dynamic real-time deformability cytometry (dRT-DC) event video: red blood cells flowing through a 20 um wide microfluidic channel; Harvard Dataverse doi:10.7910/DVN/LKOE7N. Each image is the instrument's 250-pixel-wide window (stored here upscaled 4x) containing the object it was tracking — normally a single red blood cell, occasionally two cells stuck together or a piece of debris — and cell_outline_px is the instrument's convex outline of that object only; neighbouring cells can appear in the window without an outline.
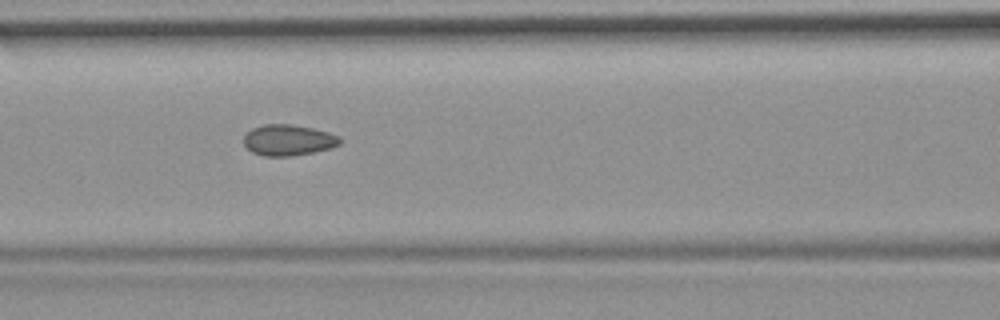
{"species": "common noctule bat (a hibernating species)", "species_latin": "Nyctalus noctula", "temperature_condition": "room temperature", "stored_images_in_passage": 55, "camera_frame_rate_fps": 3000, "um_per_image_px": 0.085, "animal": {"sex": "female", "body_mass_g": 19.9}, "frame": {"image": 1, "passage_image": 24, "time_ms": 7.667, "image_size_px": [1000, 320], "cell_outline_px": [[340, 144], [332, 148], [292, 156], [264, 156], [252, 152], [244, 144], [244, 136], [252, 128], [264, 124], [292, 124], [312, 128], [328, 132], [340, 136]], "centroid_in_image_um": [24.51, 11.9], "position_along_channel_um": 142.1, "area_um2": 17.34}, "authors_computed_cell_mechanics": {"area_um2": 17.34, "velocity_mm_per_s": 3.7031, "shape_relaxation_time_tau1_ms": null, "shape_relaxation_time_tau2_ms": 1.6009, "deformation_change_tau1": null, "deformation_change_tau2": 0.0591}}